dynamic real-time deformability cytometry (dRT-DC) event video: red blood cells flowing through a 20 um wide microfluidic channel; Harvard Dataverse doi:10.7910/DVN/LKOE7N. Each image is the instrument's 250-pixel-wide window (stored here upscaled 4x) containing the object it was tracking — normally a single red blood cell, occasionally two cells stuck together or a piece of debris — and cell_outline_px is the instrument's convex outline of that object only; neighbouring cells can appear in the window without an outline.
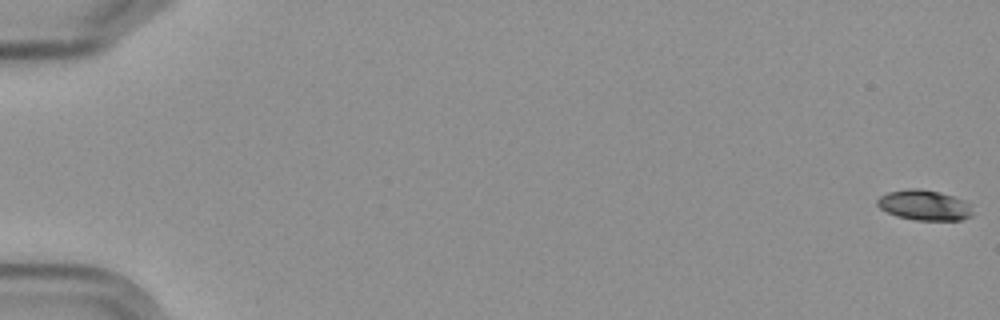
{"species": "Egyptian fruit bat (a non-hibernating species)", "species_latin": "Rousettus aegyptiacus", "temperature_condition": "cold", "stored_images_in_passage": 5, "camera_frame_rate_fps": 3000, "um_per_image_px": 0.085, "frame": {"image": 1, "passage_image": 1, "time_ms": 0.0, "image_size_px": [1000, 320], "cell_outline_px": [[972, 216], [960, 220], [916, 220], [896, 216], [880, 208], [876, 204], [876, 200], [880, 196], [888, 192], [908, 188], [920, 188], [940, 192], [964, 200], [972, 204]], "centroid_in_image_um": [78.58, 17.43], "position_along_channel_um": 6.4, "area_um2": 16.99}}